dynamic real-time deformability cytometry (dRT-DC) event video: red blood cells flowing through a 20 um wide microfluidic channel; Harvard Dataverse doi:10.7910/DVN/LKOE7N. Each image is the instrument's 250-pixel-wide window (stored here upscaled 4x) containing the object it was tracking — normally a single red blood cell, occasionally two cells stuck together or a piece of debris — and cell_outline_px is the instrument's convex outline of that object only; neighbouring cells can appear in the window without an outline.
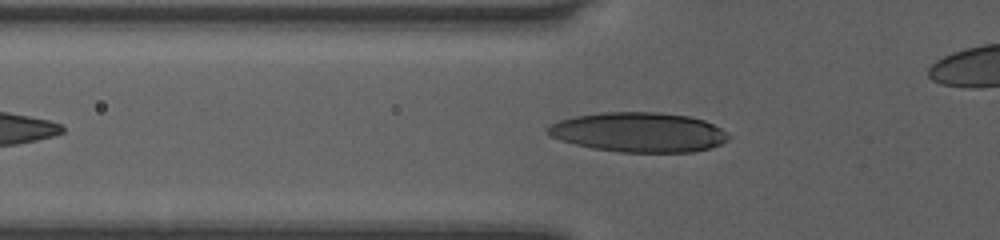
{"species": "human", "species_latin": "Homo sapiens", "temperature_condition": "room temperature", "stored_images_in_passage": 35, "camera_frame_rate_fps": 3000, "um_per_image_px": 0.085, "donor": {"sex": "female"}, "frame": {"image": 1, "passage_image": 7, "time_ms": 2.0, "image_size_px": [1000, 240], "cell_outline_px": [[732, 136], [728, 140], [720, 144], [708, 148], [692, 152], [620, 152], [592, 148], [560, 140], [548, 136], [548, 128], [552, 124], [560, 120], [576, 116], [600, 112], [660, 112], [688, 116], [704, 120], [720, 128]], "centroid_in_image_um": [54.31, 11.24], "position_along_channel_um": 71.5, "area_um2": 41.73}}
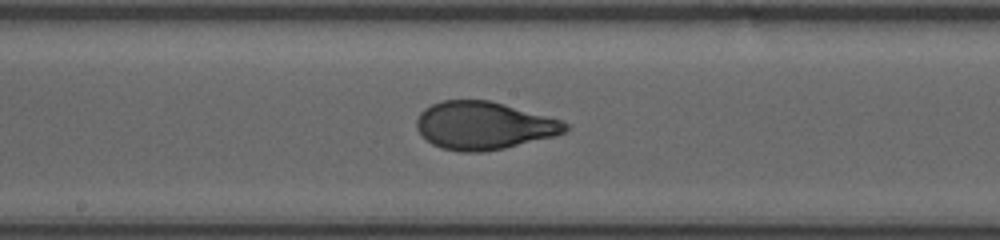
{"frame": {"image": 2, "passage_image": 17, "time_ms": 5.333, "image_size_px": [1000, 240], "cell_outline_px": [[568, 128], [564, 132], [556, 136], [504, 148], [484, 152], [460, 152], [440, 148], [432, 144], [416, 128], [416, 120], [420, 112], [424, 108], [432, 104], [444, 100], [488, 100], [504, 104], [560, 120], [568, 124]], "centroid_in_image_um": [41.1, 10.68], "position_along_channel_um": 207.1, "area_um2": 41.27}}
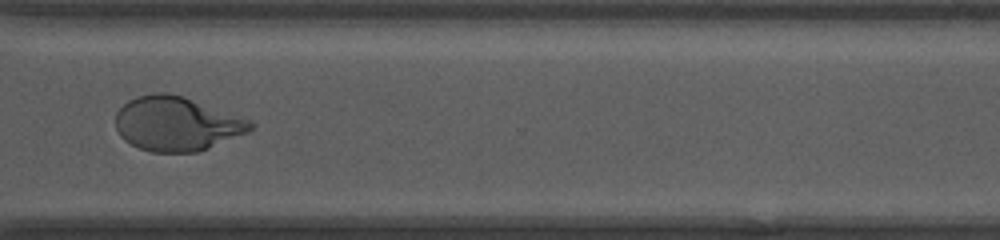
{"frame": {"image": 3, "passage_image": 28, "time_ms": 9.0, "image_size_px": [1000, 240], "cell_outline_px": [[256, 124], [248, 132], [208, 148], [196, 152], [152, 152], [140, 148], [124, 140], [120, 136], [116, 128], [116, 112], [128, 100], [136, 96], [156, 92], [168, 92], [184, 96], [252, 120]], "centroid_in_image_um": [15.02, 10.5], "position_along_channel_um": 355.6, "area_um2": 42.77}}